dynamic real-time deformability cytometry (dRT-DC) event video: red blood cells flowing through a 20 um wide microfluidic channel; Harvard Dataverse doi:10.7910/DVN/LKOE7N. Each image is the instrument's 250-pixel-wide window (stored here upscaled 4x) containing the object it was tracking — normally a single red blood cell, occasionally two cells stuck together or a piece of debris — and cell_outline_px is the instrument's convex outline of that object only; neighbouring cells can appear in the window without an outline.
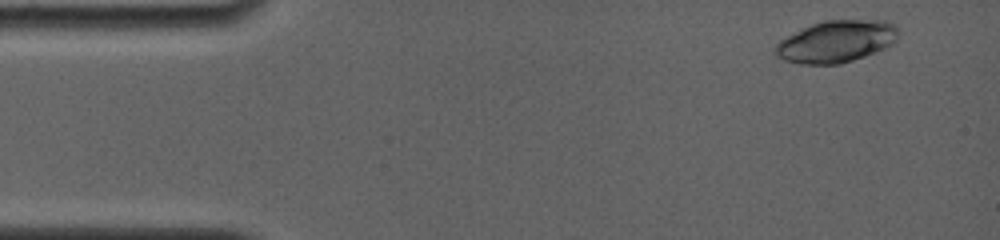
{"species": "common noctule bat (a hibernating species)", "species_latin": "Nyctalus noctula", "temperature_condition": "room temperature", "stored_images_in_passage": 6, "camera_frame_rate_fps": 4000, "um_per_image_px": 0.085, "animal": {"sex": "female", "body_mass_g": 19.0, "forearm_length_mm": 56.7}, "frame": {"image": 1, "passage_image": 1, "time_ms": 0.0, "image_size_px": [1000, 240], "cell_outline_px": [[900, 32], [896, 40], [892, 44], [884, 48], [864, 56], [840, 64], [800, 64], [784, 60], [776, 56], [772, 52], [772, 48], [780, 40], [812, 24], [824, 20], [884, 20], [896, 24]], "centroid_in_image_um": [71.09, 3.52], "position_along_channel_um": 13.9, "area_um2": 30.17}}
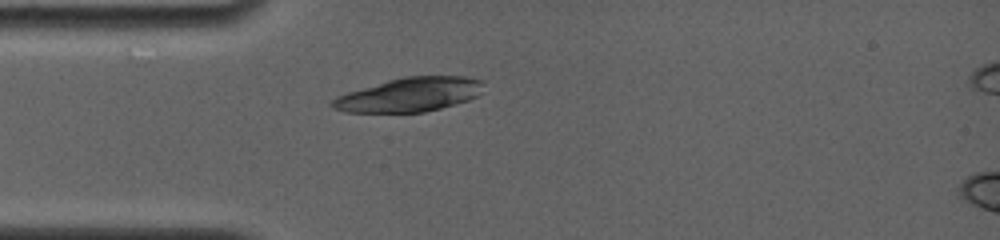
{"frame": {"image": 2, "passage_image": 5, "time_ms": 3.25, "image_size_px": [1000, 240], "cell_outline_px": [[484, 80], [476, 96], [468, 100], [456, 104], [424, 112], [344, 112], [332, 108], [328, 104], [336, 96], [348, 92], [388, 80], [404, 76], [468, 76]], "centroid_in_image_um": [34.78, 8.04], "position_along_channel_um": 50.2, "area_um2": 29.94}}